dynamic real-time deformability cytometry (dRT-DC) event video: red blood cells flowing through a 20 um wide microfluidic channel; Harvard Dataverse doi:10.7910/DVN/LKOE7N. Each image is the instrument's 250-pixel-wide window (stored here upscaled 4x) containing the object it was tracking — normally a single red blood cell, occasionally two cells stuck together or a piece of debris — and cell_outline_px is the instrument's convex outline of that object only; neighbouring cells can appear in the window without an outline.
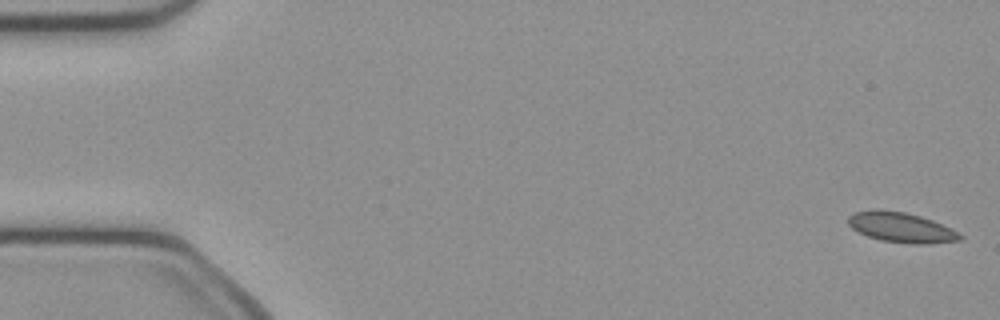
{"species": "common noctule bat (a hibernating species)", "species_latin": "Nyctalus noctula", "temperature_condition": "cold", "stored_images_in_passage": 50, "camera_frame_rate_fps": 3000, "um_per_image_px": 0.085, "animal": {"sex": "female", "body_mass_g": 21.9}, "frame": {"image": 1, "passage_image": 1, "time_ms": 0.0, "image_size_px": [1000, 320], "cell_outline_px": [[964, 236], [960, 240], [924, 244], [912, 244], [880, 240], [868, 236], [852, 228], [848, 224], [848, 216], [856, 212], [876, 208], [904, 212], [920, 216], [932, 220]], "centroid_in_image_um": [76.55, 19.32], "position_along_channel_um": 8.4, "area_um2": 19.36}}
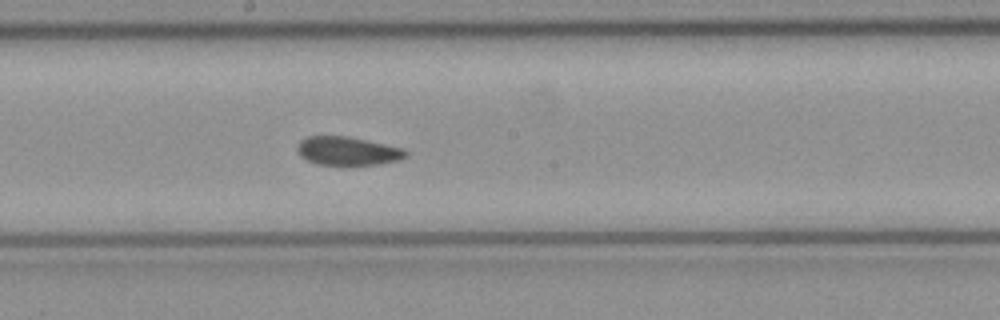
{"frame": {"image": 2, "passage_image": 27, "time_ms": 8.667, "image_size_px": [1000, 320], "cell_outline_px": [[408, 156], [400, 160], [380, 164], [316, 164], [300, 156], [296, 148], [300, 140], [308, 136], [348, 136], [404, 148], [408, 152]], "centroid_in_image_um": [29.57, 12.82], "position_along_channel_um": 218.6, "area_um2": 18.03}}
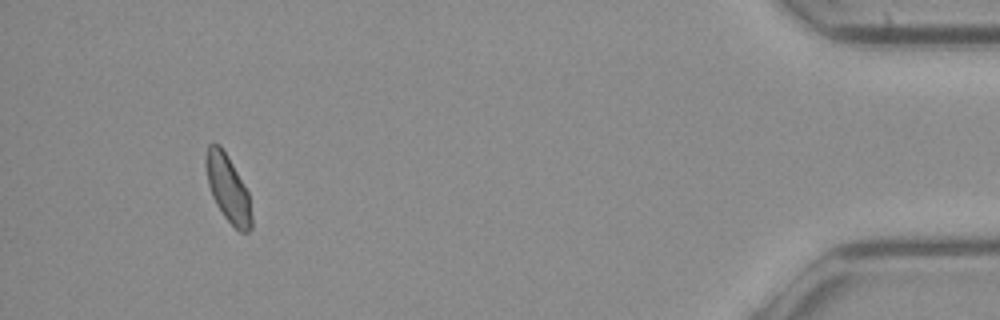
{"frame": {"image": 3, "passage_image": 47, "time_ms": 15.333, "image_size_px": [1000, 320], "cell_outline_px": [[252, 228], [248, 232], [240, 232], [224, 216], [216, 204], [212, 196], [208, 184], [204, 164], [204, 156], [208, 144], [220, 144], [232, 164], [248, 192], [252, 216]], "centroid_in_image_um": [19.35, 16.01], "position_along_channel_um": 415.8, "area_um2": 17.74}, "authors_computed_cell_mechanics": {"area_um2": 18.9295, "velocity_mm_per_s": 4.0472, "shape_relaxation_time_tau1_ms": null, "shape_relaxation_time_tau2_ms": 3.355, "deformation_change_tau1": null, "deformation_change_tau2": 0.0442}}